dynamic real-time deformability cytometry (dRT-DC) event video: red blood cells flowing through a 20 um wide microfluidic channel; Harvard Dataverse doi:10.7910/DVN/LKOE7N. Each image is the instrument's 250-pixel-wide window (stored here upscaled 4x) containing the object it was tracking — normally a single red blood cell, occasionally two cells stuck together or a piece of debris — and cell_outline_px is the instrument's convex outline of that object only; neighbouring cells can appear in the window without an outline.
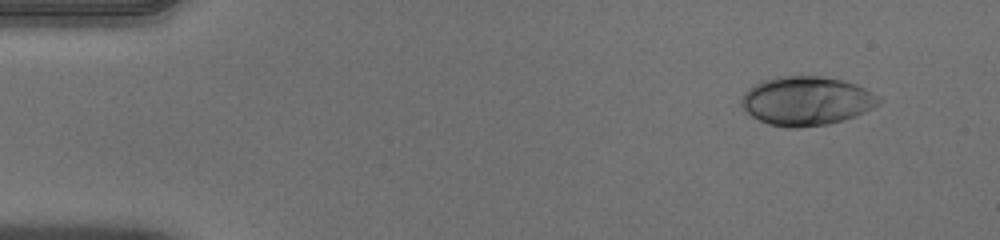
{"species": "human", "species_latin": "Homo sapiens", "temperature_condition": "warm", "stored_images_in_passage": 48, "camera_frame_rate_fps": 3000, "um_per_image_px": 0.085, "donor": {"sex": "male"}, "frame": {"image": 1, "passage_image": 1, "time_ms": 0.0, "image_size_px": [1000, 240], "cell_outline_px": [[880, 104], [856, 116], [844, 120], [828, 124], [800, 128], [788, 128], [768, 124], [752, 116], [740, 104], [740, 100], [744, 92], [760, 80], [776, 76], [820, 76], [844, 80], [856, 84], [880, 96]], "centroid_in_image_um": [68.55, 8.57], "position_along_channel_um": 16.5, "area_um2": 39.48}}
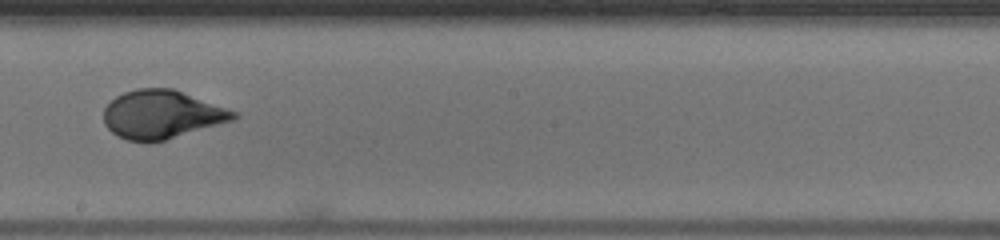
{"frame": {"image": 2, "passage_image": 26, "time_ms": 8.333, "image_size_px": [1000, 240], "cell_outline_px": [[240, 116], [232, 120], [164, 140], [148, 144], [128, 140], [112, 132], [104, 124], [104, 108], [116, 96], [124, 92], [136, 88], [172, 88], [236, 112]], "centroid_in_image_um": [13.7, 9.74], "position_along_channel_um": 234.5, "area_um2": 36.24}}
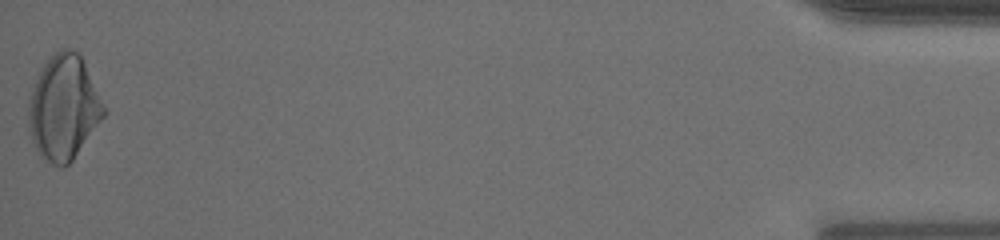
{"frame": {"image": 3, "passage_image": 48, "time_ms": 15.667, "image_size_px": [1000, 240], "cell_outline_px": [[108, 112], [72, 160], [64, 168], [60, 168], [52, 164], [40, 156], [28, 132], [28, 100], [36, 72], [48, 56], [60, 48], [72, 48], [80, 52], [108, 108]], "centroid_in_image_um": [5.42, 9.08], "position_along_channel_um": 429.8, "area_um2": 47.4}, "authors_computed_cell_mechanics": {"area_um2": 36.9631, "velocity_mm_per_s": 3.9646, "shape_relaxation_time_tau1_ms": 5.0455, "shape_relaxation_time_tau2_ms": null, "deformation_change_tau1": 0.2122, "deformation_change_tau2": null}}